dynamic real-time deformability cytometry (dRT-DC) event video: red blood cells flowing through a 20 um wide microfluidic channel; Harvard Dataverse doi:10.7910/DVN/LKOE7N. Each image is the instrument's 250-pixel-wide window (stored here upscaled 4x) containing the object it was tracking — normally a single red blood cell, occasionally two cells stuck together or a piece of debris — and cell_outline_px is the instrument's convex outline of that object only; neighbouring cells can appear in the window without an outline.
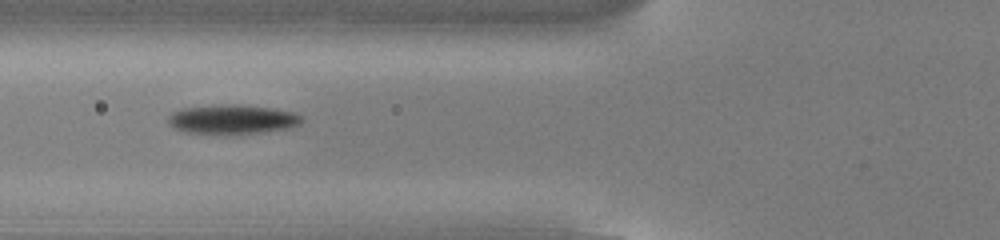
{"species": "common noctule bat (a hibernating species)", "species_latin": "Nyctalus noctula", "temperature_condition": "cold", "stored_images_in_passage": 36, "camera_frame_rate_fps": 3000, "um_per_image_px": 0.085, "animal": {"sex": "male", "body_mass_g": 13.0, "forearm_length_mm": 53.1}, "frame": {"image": 1, "passage_image": 4, "time_ms": 1.0, "image_size_px": [1000, 240], "cell_outline_px": [[300, 124], [288, 128], [240, 136], [220, 136], [184, 132], [172, 128], [168, 124], [168, 116], [172, 112], [180, 108], [228, 104], [240, 104], [268, 108], [292, 112], [300, 116]], "centroid_in_image_um": [19.65, 10.19], "position_along_channel_um": 106.2, "area_um2": 23.58}}
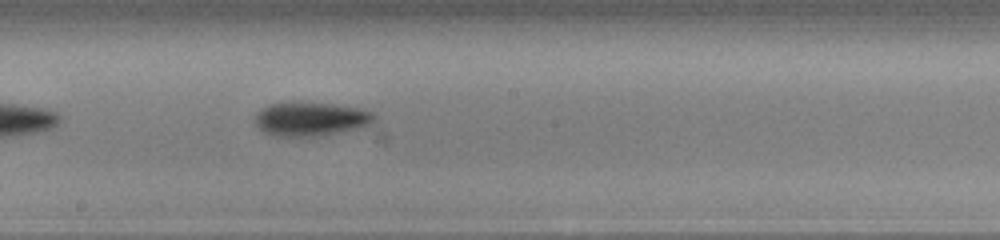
{"frame": {"image": 2, "passage_image": 13, "time_ms": 4.0, "image_size_px": [1000, 240], "cell_outline_px": [[376, 116], [368, 124], [356, 128], [316, 136], [272, 136], [264, 132], [256, 124], [256, 116], [260, 108], [272, 104], [292, 100], [328, 104], [356, 108], [372, 112]], "centroid_in_image_um": [26.32, 10.09], "position_along_channel_um": 221.9, "area_um2": 23.24}}
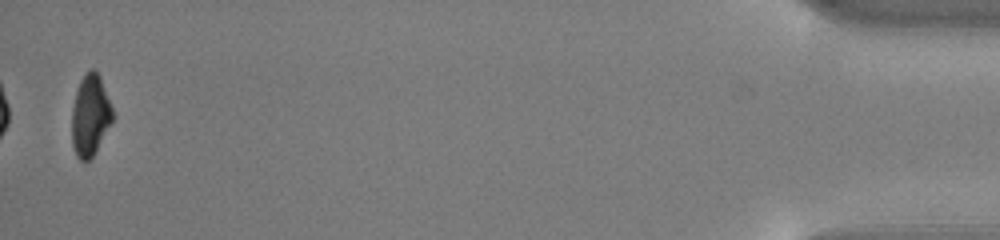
{"frame": {"image": 3, "passage_image": 36, "time_ms": 11.667, "image_size_px": [1000, 240], "cell_outline_px": [[112, 120], [92, 156], [84, 164], [76, 156], [72, 144], [72, 108], [76, 92], [80, 80], [92, 68], [100, 76], [112, 108]], "centroid_in_image_um": [7.64, 9.83], "position_along_channel_um": 427.6, "area_um2": 18.84}, "authors_computed_cell_mechanics": {"area_um2": 21.6172, "velocity_mm_per_s": 3.8577, "shape_relaxation_time_tau1_ms": 2.1334, "shape_relaxation_time_tau2_ms": null, "deformation_change_tau1": 0.1461, "deformation_change_tau2": null}}